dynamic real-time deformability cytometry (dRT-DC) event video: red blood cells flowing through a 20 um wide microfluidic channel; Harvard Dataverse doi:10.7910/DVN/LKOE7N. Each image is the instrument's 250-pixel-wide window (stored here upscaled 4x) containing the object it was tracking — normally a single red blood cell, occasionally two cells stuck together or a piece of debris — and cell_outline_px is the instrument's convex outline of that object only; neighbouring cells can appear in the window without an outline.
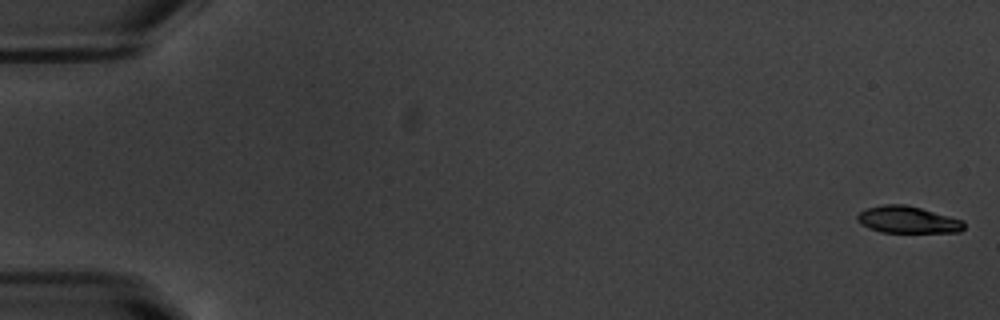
{"species": "common noctule bat (a hibernating species)", "species_latin": "Nyctalus noctula", "temperature_condition": "warm", "stored_images_in_passage": 54, "camera_frame_rate_fps": 3000, "um_per_image_px": 0.085, "animal": {"sex": "male", "body_mass_g": 20.1, "forearm_length_mm": 53.5}, "frame": {"image": 1, "passage_image": 1, "time_ms": 0.0, "image_size_px": [1000, 320], "cell_outline_px": [[964, 228], [960, 232], [880, 232], [868, 228], [860, 224], [856, 220], [856, 216], [864, 208], [884, 204], [904, 204], [920, 208], [964, 220]], "centroid_in_image_um": [77.11, 18.67], "position_along_channel_um": 7.9, "area_um2": 16.82}}
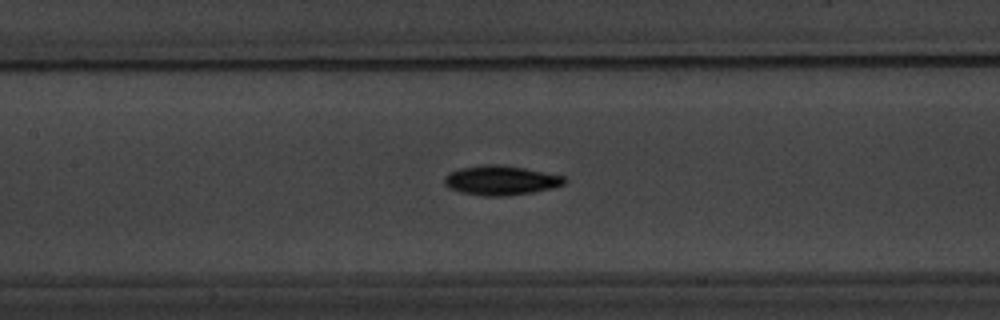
{"frame": {"image": 2, "passage_image": 26, "time_ms": 8.333, "image_size_px": [1000, 320], "cell_outline_px": [[568, 180], [564, 184], [552, 188], [532, 192], [504, 196], [484, 196], [460, 192], [448, 188], [444, 184], [444, 176], [448, 172], [460, 168], [484, 164], [500, 164], [524, 168], [564, 176]], "centroid_in_image_um": [42.53, 15.32], "position_along_channel_um": 164.9, "area_um2": 20.75}}
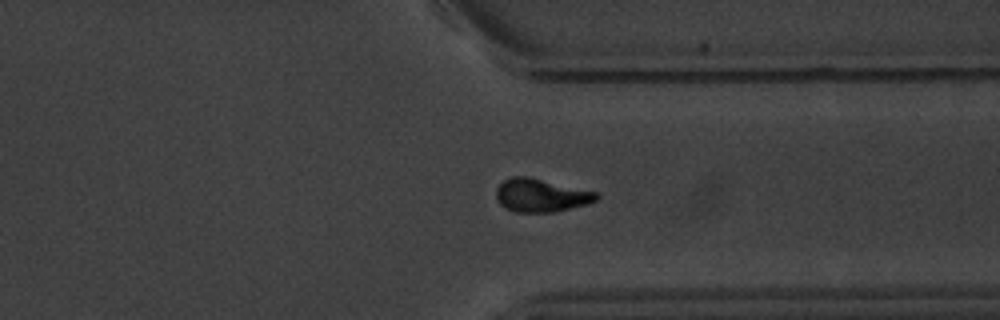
{"frame": {"image": 3, "passage_image": 42, "time_ms": 13.667, "image_size_px": [1000, 320], "cell_outline_px": [[600, 196], [596, 200], [588, 204], [556, 212], [516, 212], [504, 208], [496, 200], [496, 188], [504, 180], [512, 176], [528, 176], [596, 192]], "centroid_in_image_um": [45.96, 16.61], "position_along_channel_um": 365.4, "area_um2": 19.48}, "authors_computed_cell_mechanics": {"area_um2": 18.9873, "velocity_mm_per_s": 3.7662, "shape_relaxation_time_tau1_ms": 2.7863, "shape_relaxation_time_tau2_ms": 6.4658, "deformation_change_tau1": 0.1562, "deformation_change_tau2": 0.1162}}